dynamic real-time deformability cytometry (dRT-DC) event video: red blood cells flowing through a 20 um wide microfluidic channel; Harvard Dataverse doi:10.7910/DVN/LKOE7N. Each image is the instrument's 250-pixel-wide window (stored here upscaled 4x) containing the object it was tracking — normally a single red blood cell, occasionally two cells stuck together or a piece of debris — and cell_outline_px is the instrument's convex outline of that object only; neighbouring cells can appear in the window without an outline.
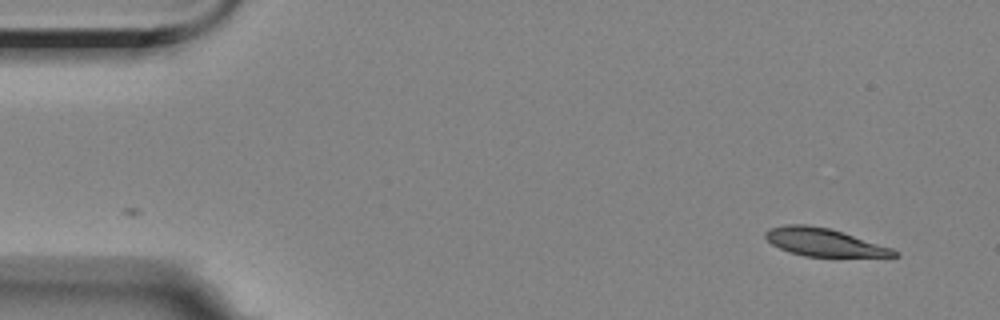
{"species": "Egyptian fruit bat (a non-hibernating species)", "species_latin": "Rousettus aegyptiacus", "temperature_condition": "room temperature", "stored_images_in_passage": 53, "camera_frame_rate_fps": 3000, "um_per_image_px": 0.085, "animal": {"sex": "female"}, "frame": {"image": 1, "passage_image": 1, "time_ms": 0.0, "image_size_px": [1000, 320], "cell_outline_px": [[900, 256], [804, 256], [788, 252], [772, 244], [764, 236], [764, 232], [768, 228], [784, 224], [804, 224], [828, 228], [892, 248], [900, 252]], "centroid_in_image_um": [69.98, 20.58], "position_along_channel_um": 15.0, "area_um2": 20.63}}
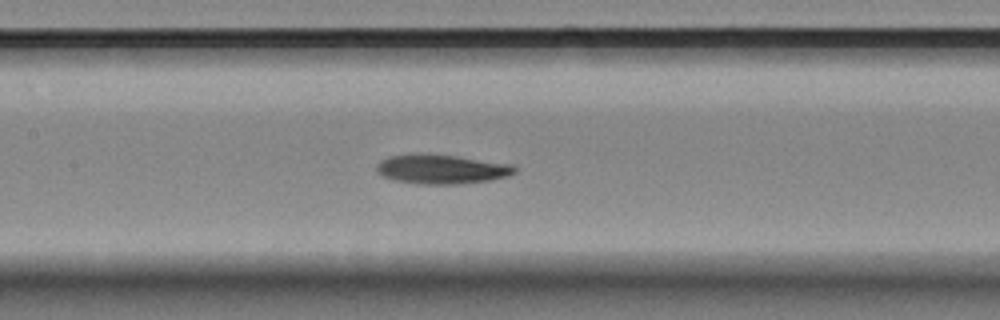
{"frame": {"image": 2, "passage_image": 23, "time_ms": 7.333, "image_size_px": [1000, 320], "cell_outline_px": [[516, 172], [508, 176], [488, 180], [460, 184], [416, 184], [396, 180], [384, 176], [376, 172], [376, 164], [380, 160], [388, 156], [456, 156], [512, 164], [516, 168]], "centroid_in_image_um": [37.56, 14.41], "position_along_channel_um": 169.8, "area_um2": 22.89}}
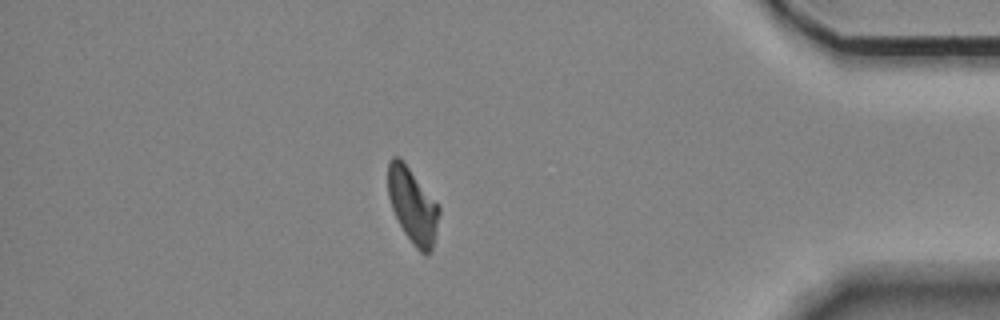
{"frame": {"image": 3, "passage_image": 46, "time_ms": 15.0, "image_size_px": [1000, 320], "cell_outline_px": [[440, 212], [432, 248], [428, 256], [420, 252], [412, 244], [404, 232], [392, 208], [388, 196], [388, 160], [392, 156], [400, 156], [440, 208]], "centroid_in_image_um": [35.05, 17.46], "position_along_channel_um": 400.1, "area_um2": 22.08}}